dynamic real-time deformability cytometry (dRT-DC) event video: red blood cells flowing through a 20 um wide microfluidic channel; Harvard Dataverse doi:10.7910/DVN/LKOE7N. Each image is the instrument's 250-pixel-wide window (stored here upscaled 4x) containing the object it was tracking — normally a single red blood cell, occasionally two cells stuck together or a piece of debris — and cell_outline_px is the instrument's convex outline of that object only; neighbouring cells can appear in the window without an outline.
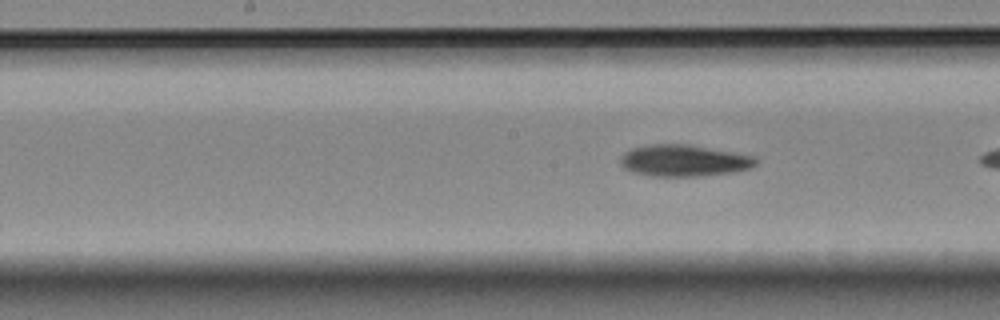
{"species": "Egyptian fruit bat (a non-hibernating species)", "species_latin": "Rousettus aegyptiacus", "temperature_condition": "room temperature", "stored_images_in_passage": 6, "camera_frame_rate_fps": 3000, "um_per_image_px": 0.085, "animal": {"sex": "female"}, "frame": {"image": 1, "passage_image": 6, "time_ms": 5.667, "image_size_px": [1000, 320], "cell_outline_px": [[760, 160], [756, 164], [748, 168], [732, 172], [700, 176], [652, 176], [632, 172], [624, 168], [620, 164], [620, 156], [628, 148], [648, 144], [688, 144], [732, 152], [752, 156]], "centroid_in_image_um": [58.06, 13.64], "position_along_channel_um": 190.1, "area_um2": 25.03}}